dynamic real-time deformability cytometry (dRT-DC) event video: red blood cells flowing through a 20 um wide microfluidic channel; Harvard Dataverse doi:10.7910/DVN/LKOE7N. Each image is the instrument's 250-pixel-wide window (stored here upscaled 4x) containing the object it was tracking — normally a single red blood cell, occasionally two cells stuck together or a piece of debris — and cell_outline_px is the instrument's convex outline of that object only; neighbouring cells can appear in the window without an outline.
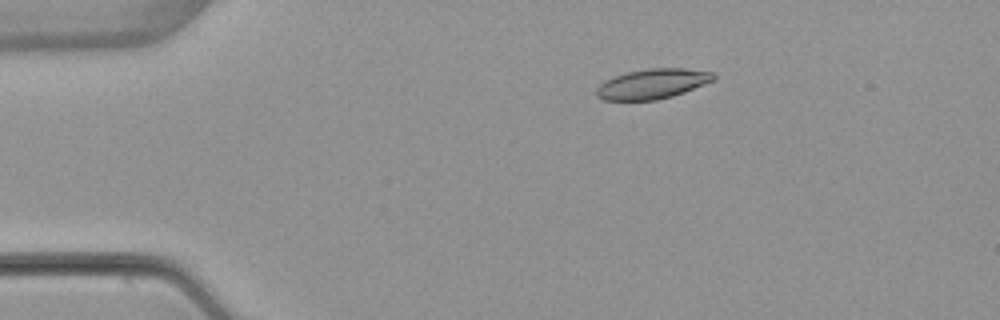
{"species": "common noctule bat (a hibernating species)", "species_latin": "Nyctalus noctula", "temperature_condition": "warm", "stored_images_in_passage": 4, "camera_frame_rate_fps": 3000, "um_per_image_px": 0.085, "animal": {"sex": "female", "body_mass_g": 22.7, "forearm_length_mm": 54.2}, "frame": {"image": 1, "passage_image": 3, "time_ms": 2.333, "image_size_px": [1000, 320], "cell_outline_px": [[716, 80], [684, 92], [672, 96], [656, 100], [604, 100], [596, 96], [596, 88], [604, 80], [628, 72], [648, 68], [684, 68], [712, 72], [716, 76]], "centroid_in_image_um": [55.47, 7.12], "position_along_channel_um": 29.5, "area_um2": 20.46}}